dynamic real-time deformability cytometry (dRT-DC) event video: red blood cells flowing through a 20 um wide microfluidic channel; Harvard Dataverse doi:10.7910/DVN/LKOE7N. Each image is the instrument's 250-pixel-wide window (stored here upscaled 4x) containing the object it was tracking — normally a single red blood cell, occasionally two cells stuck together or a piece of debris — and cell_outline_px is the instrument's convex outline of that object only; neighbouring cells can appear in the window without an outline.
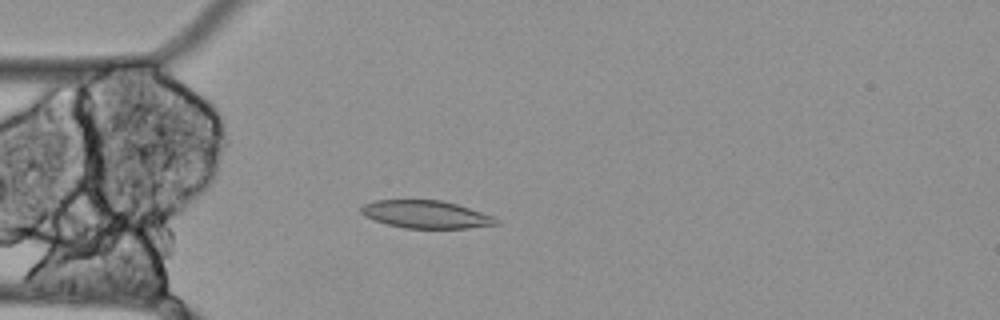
{"species": "Egyptian fruit bat (a non-hibernating species)", "species_latin": "Rousettus aegyptiacus", "temperature_condition": "cold", "stored_images_in_passage": 31, "camera_frame_rate_fps": 3000, "um_per_image_px": 0.085, "animal": {"sex": "female"}, "frame": {"image": 1, "passage_image": 3, "time_ms": 0.667, "image_size_px": [1000, 320], "cell_outline_px": [[500, 224], [468, 228], [404, 228], [388, 224], [364, 216], [360, 212], [360, 208], [364, 204], [376, 200], [440, 200], [456, 204], [496, 216], [500, 220]], "centroid_in_image_um": [36.25, 18.22], "position_along_channel_um": 48.7, "area_um2": 21.85}}
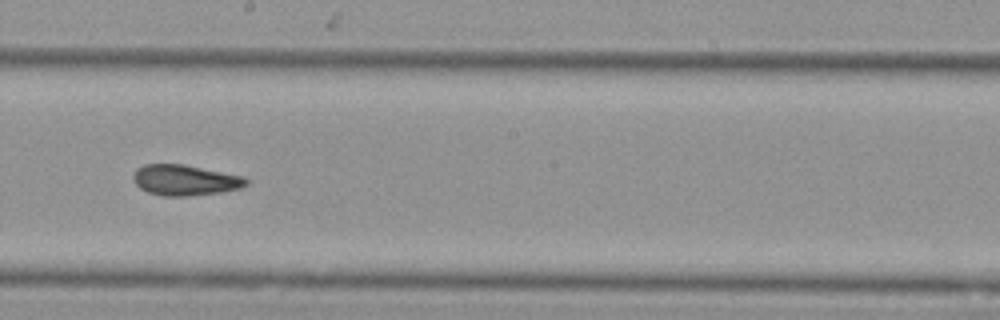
{"frame": {"image": 2, "passage_image": 19, "time_ms": 6.0, "image_size_px": [1000, 320], "cell_outline_px": [[248, 184], [240, 188], [220, 192], [188, 196], [164, 196], [148, 192], [140, 188], [136, 184], [132, 176], [136, 168], [144, 164], [184, 164], [244, 176], [248, 180]], "centroid_in_image_um": [15.72, 15.3], "position_along_channel_um": 232.5, "area_um2": 20.23}}
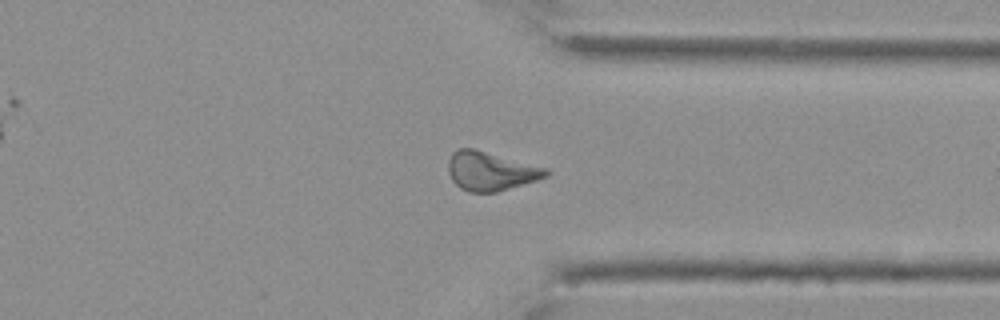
{"frame": {"image": 3, "passage_image": 31, "time_ms": 10.0, "image_size_px": [1000, 320], "cell_outline_px": [[552, 172], [548, 176], [536, 180], [496, 192], [468, 192], [460, 188], [452, 180], [448, 172], [448, 160], [452, 152], [460, 148], [472, 148], [548, 168]], "centroid_in_image_um": [41.7, 14.54], "position_along_channel_um": 369.7, "area_um2": 22.08}, "authors_computed_cell_mechanics": {"area_um2": 20.0566, "velocity_mm_per_s": 3.4518, "shape_relaxation_time_tau1_ms": null, "shape_relaxation_time_tau2_ms": 7.7609, "deformation_change_tau1": null, "deformation_change_tau2": 0.1616}}